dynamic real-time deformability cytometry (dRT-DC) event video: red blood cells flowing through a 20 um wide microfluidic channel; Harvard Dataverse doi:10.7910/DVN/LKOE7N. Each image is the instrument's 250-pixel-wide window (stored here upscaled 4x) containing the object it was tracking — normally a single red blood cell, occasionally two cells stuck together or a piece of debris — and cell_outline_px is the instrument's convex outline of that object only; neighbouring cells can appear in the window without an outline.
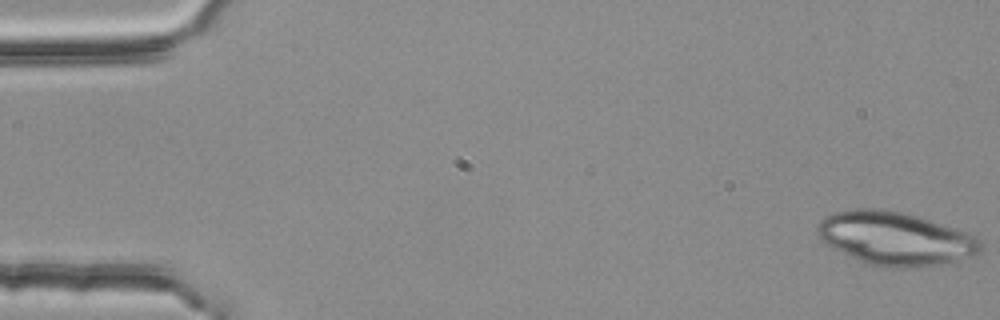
{"species": "common noctule bat (a hibernating species)", "species_latin": "Nyctalus noctula", "temperature_condition": "room temperature", "stored_images_in_passage": 4, "camera_frame_rate_fps": 3000, "um_per_image_px": 0.085, "animal": {"sex": "female", "body_mass_g": 25.1}, "frame": {"image": 1, "passage_image": 1, "time_ms": 0.0, "image_size_px": [1000, 320], "cell_outline_px": [[984, 248], [980, 252], [956, 260], [940, 264], [916, 268], [884, 268], [868, 264], [832, 248], [824, 244], [820, 240], [816, 232], [816, 224], [824, 216], [836, 212], [852, 208], [876, 208], [900, 212], [916, 216], [968, 232], [976, 236], [980, 240]], "centroid_in_image_um": [76.05, 20.28], "position_along_channel_um": 8.9, "area_um2": 50.98}}